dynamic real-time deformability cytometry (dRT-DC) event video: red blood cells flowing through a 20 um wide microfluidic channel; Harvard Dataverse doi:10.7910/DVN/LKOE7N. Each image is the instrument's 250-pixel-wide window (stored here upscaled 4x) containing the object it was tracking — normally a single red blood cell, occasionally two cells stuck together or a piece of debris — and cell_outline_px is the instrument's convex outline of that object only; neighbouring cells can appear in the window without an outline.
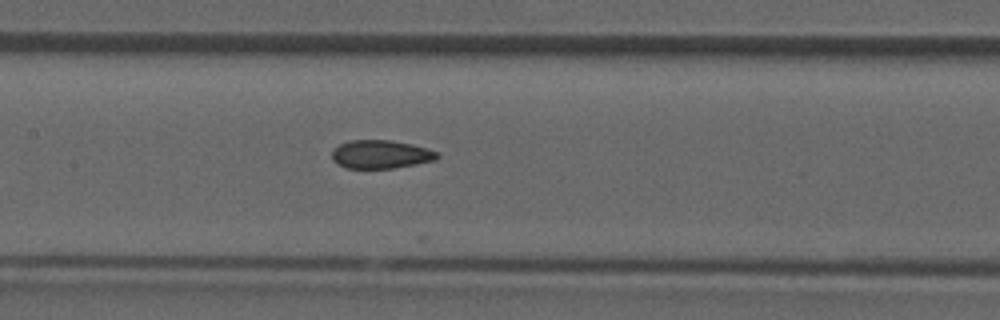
{"species": "common noctule bat (a hibernating species)", "species_latin": "Nyctalus noctula", "temperature_condition": "room temperature", "stored_images_in_passage": 20, "camera_frame_rate_fps": 3000, "um_per_image_px": 0.085, "animal": {"sex": "male", "forearm_length_mm": 52.5}, "frame": {"image": 1, "passage_image": 10, "time_ms": 3.0, "image_size_px": [1000, 320], "cell_outline_px": [[440, 156], [436, 160], [416, 164], [392, 168], [344, 168], [336, 164], [332, 160], [332, 152], [340, 144], [348, 140], [392, 140], [412, 144], [428, 148], [440, 152]], "centroid_in_image_um": [32.39, 13.11], "position_along_channel_um": 175.0, "area_um2": 17.63}}